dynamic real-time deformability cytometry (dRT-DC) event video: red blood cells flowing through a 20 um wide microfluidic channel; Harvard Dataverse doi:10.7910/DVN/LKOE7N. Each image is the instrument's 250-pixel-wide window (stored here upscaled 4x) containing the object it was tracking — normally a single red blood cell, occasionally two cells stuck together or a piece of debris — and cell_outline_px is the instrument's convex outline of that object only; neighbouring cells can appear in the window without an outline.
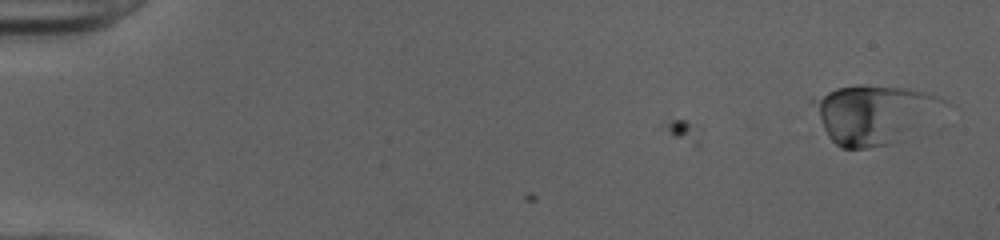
{"species": "human", "species_latin": "Homo sapiens", "temperature_condition": "cold", "stored_images_in_passage": 8, "camera_frame_rate_fps": 3000, "um_per_image_px": 0.085, "donor": {"sex": "female"}, "frame": {"image": 1, "passage_image": 1, "time_ms": 0.0, "image_size_px": [1000, 240], "cell_outline_px": [[944, 100], [904, 140], [888, 144], [868, 148], [840, 148], [828, 136], [808, 100], [808, 96], [836, 88], [856, 84], [864, 84], [908, 88], [924, 92], [936, 96]], "centroid_in_image_um": [74.08, 9.67], "position_along_channel_um": 10.9, "area_um2": 44.04}}